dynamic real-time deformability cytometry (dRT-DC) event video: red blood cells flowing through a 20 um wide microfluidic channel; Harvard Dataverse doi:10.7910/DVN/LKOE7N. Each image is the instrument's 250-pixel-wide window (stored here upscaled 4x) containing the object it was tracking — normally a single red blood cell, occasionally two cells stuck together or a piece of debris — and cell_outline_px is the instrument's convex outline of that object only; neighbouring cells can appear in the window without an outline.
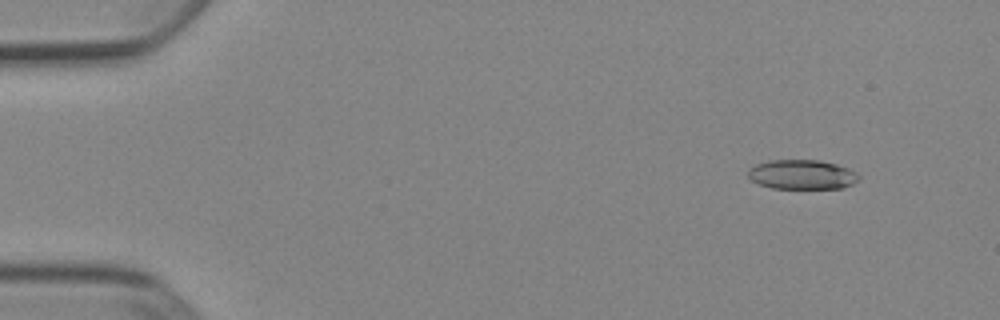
{"species": "Egyptian fruit bat (a non-hibernating species)", "species_latin": "Rousettus aegyptiacus", "temperature_condition": "cold", "stored_images_in_passage": 52, "camera_frame_rate_fps": 3000, "um_per_image_px": 0.085, "animal": {"sex": "female"}, "frame": {"image": 1, "passage_image": 5, "time_ms": 1.333, "image_size_px": [1000, 320], "cell_outline_px": [[860, 180], [852, 184], [840, 188], [772, 188], [760, 184], [752, 180], [748, 176], [748, 168], [756, 164], [768, 160], [820, 160], [836, 164], [848, 168], [856, 172], [860, 176]], "centroid_in_image_um": [68.18, 14.83], "position_along_channel_um": 16.8, "area_um2": 19.07}}
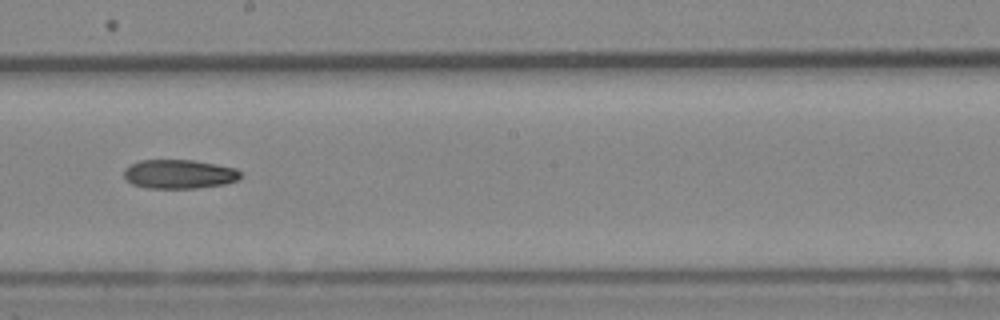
{"frame": {"image": 2, "passage_image": 30, "time_ms": 9.667, "image_size_px": [1000, 320], "cell_outline_px": [[240, 180], [224, 184], [196, 188], [148, 188], [132, 184], [124, 176], [124, 168], [140, 160], [192, 160], [216, 164], [236, 168], [240, 172]], "centroid_in_image_um": [15.24, 14.8], "position_along_channel_um": 233.0, "area_um2": 19.71}}
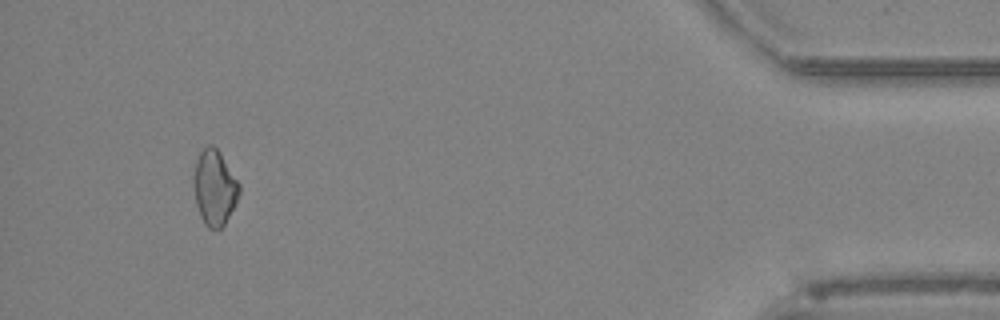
{"frame": {"image": 3, "passage_image": 49, "time_ms": 16.0, "image_size_px": [1000, 320], "cell_outline_px": [[240, 192], [224, 224], [220, 228], [208, 228], [204, 224], [200, 216], [196, 204], [196, 160], [200, 152], [208, 144], [212, 144], [220, 152], [240, 184]], "centroid_in_image_um": [18.26, 15.94], "position_along_channel_um": 416.9, "area_um2": 19.25}}